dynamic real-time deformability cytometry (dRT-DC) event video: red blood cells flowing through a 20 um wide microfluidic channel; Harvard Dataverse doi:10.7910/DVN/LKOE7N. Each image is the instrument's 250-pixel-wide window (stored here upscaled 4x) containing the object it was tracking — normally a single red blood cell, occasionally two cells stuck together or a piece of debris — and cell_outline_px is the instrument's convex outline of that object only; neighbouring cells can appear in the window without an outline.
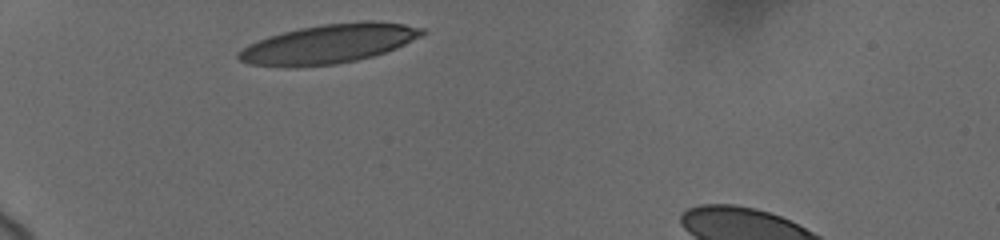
{"species": "human", "species_latin": "Homo sapiens", "temperature_condition": "cold", "stored_images_in_passage": 20, "camera_frame_rate_fps": 3000, "um_per_image_px": 0.085, "donor": {"sex": "female"}, "frame": {"image": 1, "passage_image": 1, "time_ms": 0.0, "image_size_px": [1000, 240], "cell_outline_px": [[428, 32], [396, 48], [372, 56], [356, 60], [336, 64], [296, 68], [288, 68], [248, 64], [240, 60], [236, 56], [236, 52], [248, 44], [268, 36], [300, 28], [324, 24], [364, 20], [372, 20], [404, 24], [424, 28]], "centroid_in_image_um": [27.9, 3.73], "position_along_channel_um": 57.1, "area_um2": 42.19}}
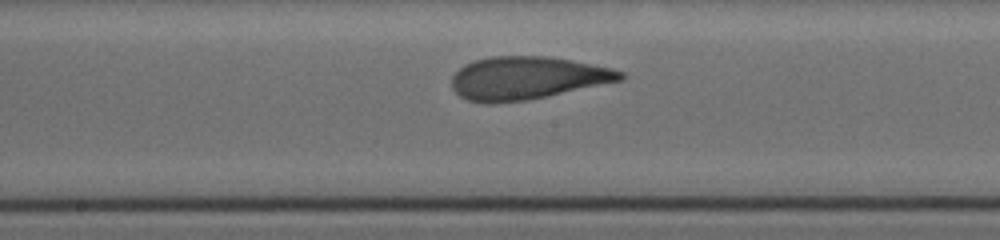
{"frame": {"image": 2, "passage_image": 12, "time_ms": 4.667, "image_size_px": [1000, 240], "cell_outline_px": [[628, 76], [624, 80], [528, 100], [488, 104], [468, 100], [460, 96], [452, 88], [452, 76], [464, 64], [488, 56], [548, 56], [572, 60], [612, 68], [624, 72]], "centroid_in_image_um": [44.83, 6.63], "position_along_channel_um": 203.4, "area_um2": 42.37}}
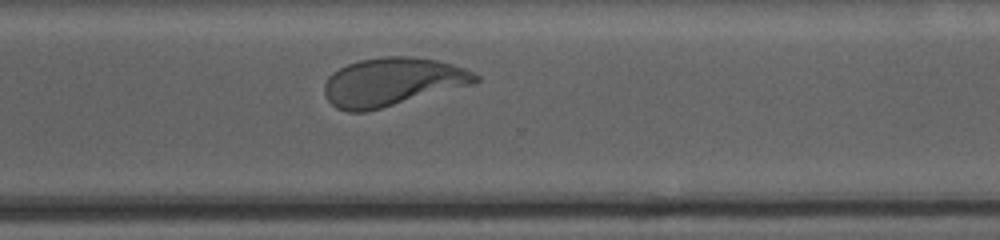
{"frame": {"image": 3, "passage_image": 20, "time_ms": 8.333, "image_size_px": [1000, 240], "cell_outline_px": [[480, 80], [472, 84], [380, 108], [364, 112], [348, 112], [336, 108], [324, 96], [324, 84], [328, 76], [332, 72], [348, 64], [360, 60], [384, 56], [408, 56], [436, 60], [452, 64], [464, 68], [480, 76]], "centroid_in_image_um": [33.3, 6.96], "position_along_channel_um": 337.3, "area_um2": 42.19}}